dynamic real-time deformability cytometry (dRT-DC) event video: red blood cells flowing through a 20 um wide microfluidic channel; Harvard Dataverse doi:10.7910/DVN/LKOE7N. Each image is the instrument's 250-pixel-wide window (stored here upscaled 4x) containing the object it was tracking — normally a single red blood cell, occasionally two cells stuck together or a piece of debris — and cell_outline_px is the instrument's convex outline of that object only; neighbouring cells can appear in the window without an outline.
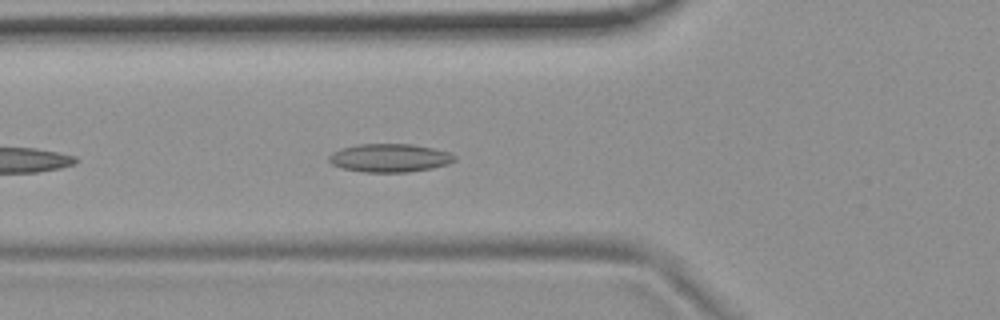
{"species": "common noctule bat (a hibernating species)", "species_latin": "Nyctalus noctula", "temperature_condition": "room temperature", "stored_images_in_passage": 9, "camera_frame_rate_fps": 3000, "um_per_image_px": 0.085, "animal": {"sex": "female", "body_mass_g": 19.9}, "frame": {"image": 1, "passage_image": 6, "time_ms": 1.667, "image_size_px": [1000, 320], "cell_outline_px": [[456, 160], [448, 164], [432, 168], [408, 172], [364, 172], [340, 168], [332, 164], [328, 160], [328, 156], [332, 152], [340, 148], [356, 144], [412, 144], [432, 148], [448, 152], [456, 156]], "centroid_in_image_um": [33.09, 13.42], "position_along_channel_um": 92.7, "area_um2": 20.87}}